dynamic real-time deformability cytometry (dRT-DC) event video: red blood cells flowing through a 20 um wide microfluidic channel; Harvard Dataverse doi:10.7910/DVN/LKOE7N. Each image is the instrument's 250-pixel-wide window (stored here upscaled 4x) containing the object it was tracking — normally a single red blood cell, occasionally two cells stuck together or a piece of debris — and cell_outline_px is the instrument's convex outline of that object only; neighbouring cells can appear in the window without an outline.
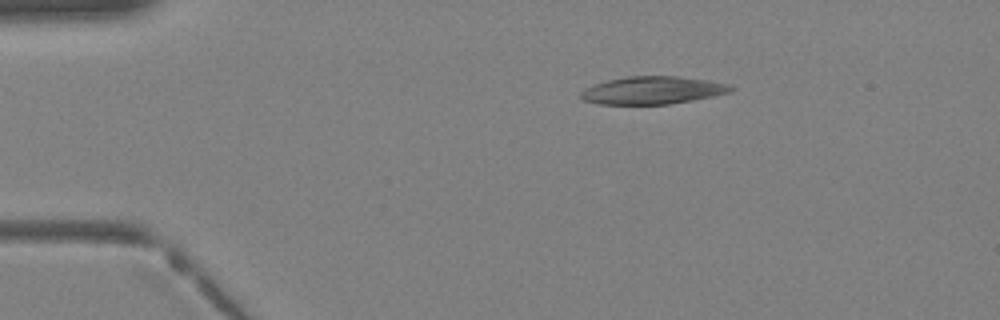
{"species": "Egyptian fruit bat (a non-hibernating species)", "species_latin": "Rousettus aegyptiacus", "temperature_condition": "warm", "stored_images_in_passage": 33, "camera_frame_rate_fps": 3000, "um_per_image_px": 0.085, "animal": {"sex": "female"}, "frame": {"image": 1, "passage_image": 1, "time_ms": 0.0, "image_size_px": [1000, 320], "cell_outline_px": [[736, 88], [728, 92], [712, 96], [692, 100], [668, 104], [600, 104], [584, 100], [580, 96], [580, 92], [584, 88], [608, 80], [628, 76], [676, 76], [708, 80], [732, 84]], "centroid_in_image_um": [55.49, 7.67], "position_along_channel_um": 29.5, "area_um2": 24.1}}
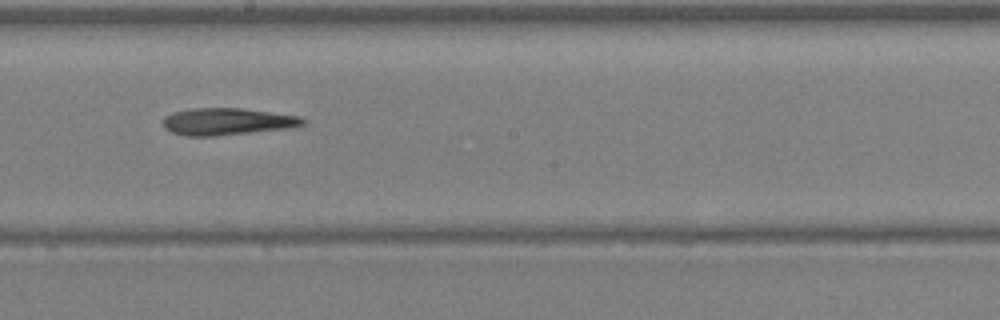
{"frame": {"image": 2, "passage_image": 16, "time_ms": 5.0, "image_size_px": [1000, 320], "cell_outline_px": [[308, 120], [304, 124], [288, 128], [212, 136], [188, 136], [172, 132], [164, 128], [164, 116], [172, 112], [192, 108], [240, 108], [300, 116]], "centroid_in_image_um": [19.3, 10.32], "position_along_channel_um": 228.9, "area_um2": 21.85}}
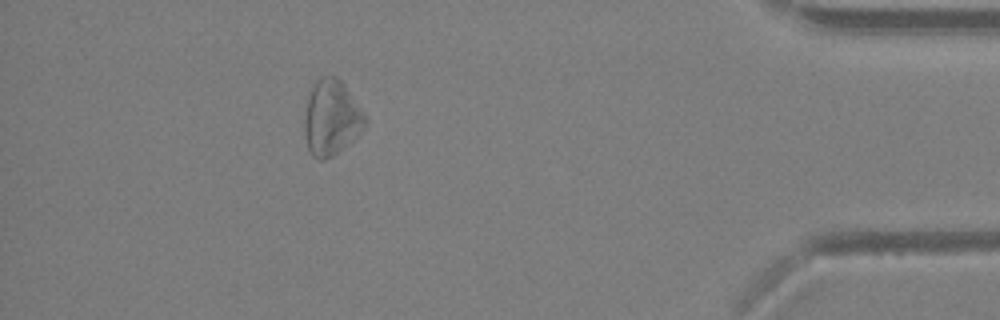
{"frame": {"image": 3, "passage_image": 29, "time_ms": 9.333, "image_size_px": [1000, 320], "cell_outline_px": [[368, 120], [364, 128], [356, 136], [332, 156], [324, 160], [320, 160], [312, 156], [308, 148], [304, 132], [304, 120], [308, 96], [312, 88], [324, 76], [336, 76], [344, 84], [368, 116]], "centroid_in_image_um": [28.19, 10.02], "position_along_channel_um": 407.0, "area_um2": 26.41}}